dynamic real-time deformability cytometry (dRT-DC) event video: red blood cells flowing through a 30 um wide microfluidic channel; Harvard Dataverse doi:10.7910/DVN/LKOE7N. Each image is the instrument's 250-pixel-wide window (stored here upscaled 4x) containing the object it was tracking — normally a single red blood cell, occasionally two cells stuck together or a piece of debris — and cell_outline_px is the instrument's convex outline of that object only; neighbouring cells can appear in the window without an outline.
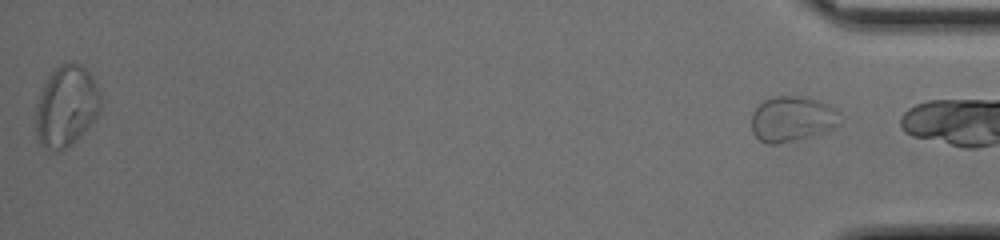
{"species": "common noctule bat (a hibernating species)", "species_latin": "Nyctalus noctula", "temperature_condition": "cold", "stored_images_in_passage": 42, "segment_of_instrument_passage": [2, 2], "camera_frame_rate_fps": 3000, "um_per_image_px": 0.085, "animal": {"sex": "female", "body_mass_g": 17.0, "forearm_length_mm": 48.0}, "frame": {"image": 1, "passage_image": 42, "time_ms": 13.667, "image_size_px": [1000, 240], "cell_outline_px": [[840, 124], [824, 132], [776, 144], [768, 144], [760, 140], [752, 132], [752, 112], [764, 100], [772, 96], [808, 96], [820, 100], [836, 108], [840, 112]], "centroid_in_image_um": [67.36, 10.07], "position_along_channel_um": 367.8, "area_um2": 23.52}}